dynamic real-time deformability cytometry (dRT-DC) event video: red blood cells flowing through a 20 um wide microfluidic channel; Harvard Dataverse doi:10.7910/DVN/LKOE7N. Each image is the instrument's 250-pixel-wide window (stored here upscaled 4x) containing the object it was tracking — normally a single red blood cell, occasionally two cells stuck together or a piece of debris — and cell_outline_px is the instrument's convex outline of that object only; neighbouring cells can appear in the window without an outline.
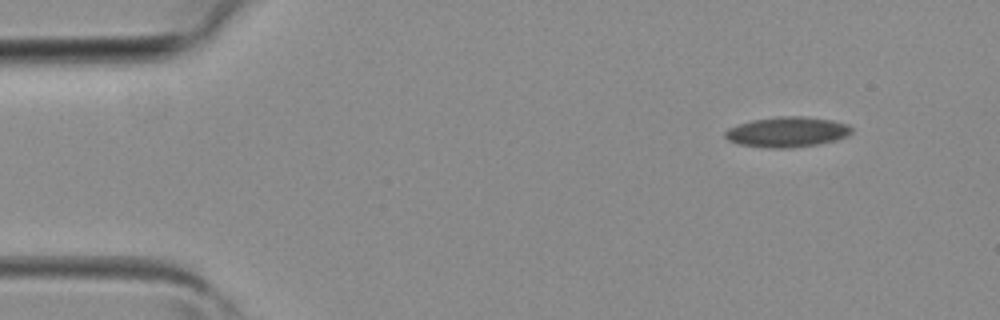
{"species": "common noctule bat (a hibernating species)", "species_latin": "Nyctalus noctula", "temperature_condition": "room temperature", "stored_images_in_passage": 2, "camera_frame_rate_fps": 3000, "um_per_image_px": 0.085, "animal": {"sex": "female", "body_mass_g": 19.3, "forearm_length_mm": 54.1}, "frame": {"image": 1, "passage_image": 2, "time_ms": 0.333, "image_size_px": [1000, 320], "cell_outline_px": [[852, 132], [848, 136], [836, 140], [816, 144], [788, 148], [772, 148], [740, 144], [728, 140], [724, 136], [724, 132], [728, 128], [736, 124], [752, 120], [780, 116], [804, 116], [832, 120], [848, 124], [852, 128]], "centroid_in_image_um": [66.91, 11.2], "position_along_channel_um": 18.1, "area_um2": 22.31}}